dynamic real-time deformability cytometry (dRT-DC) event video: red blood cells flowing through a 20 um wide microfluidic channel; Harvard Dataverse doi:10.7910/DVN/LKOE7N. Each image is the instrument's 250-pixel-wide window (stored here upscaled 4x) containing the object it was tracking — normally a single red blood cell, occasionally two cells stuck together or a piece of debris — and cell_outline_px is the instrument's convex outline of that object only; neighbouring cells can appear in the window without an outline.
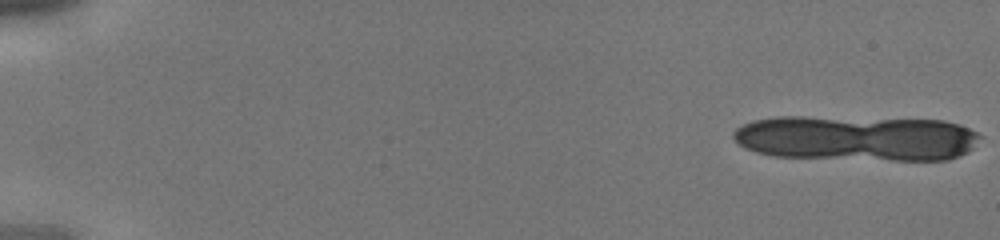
{"species": "human", "species_latin": "Homo sapiens", "temperature_condition": "cold", "stored_images_in_passage": 8, "camera_frame_rate_fps": 3000, "um_per_image_px": 0.085, "donor": {"sex": "male"}, "frame": {"image": 1, "passage_image": 1, "time_ms": 0.0, "image_size_px": [1000, 240], "cell_outline_px": [[984, 136], [968, 152], [960, 156], [948, 160], [892, 160], [776, 156], [756, 152], [744, 148], [732, 136], [732, 132], [736, 128], [752, 120], [776, 116], [804, 116], [944, 120], [968, 128]], "centroid_in_image_um": [72.82, 11.73], "position_along_channel_um": 12.2, "area_um2": 65.83}}